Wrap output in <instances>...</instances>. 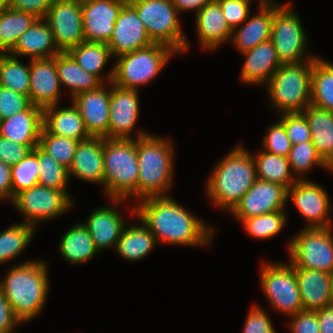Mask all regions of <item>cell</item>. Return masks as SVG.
<instances>
[{"mask_svg": "<svg viewBox=\"0 0 333 333\" xmlns=\"http://www.w3.org/2000/svg\"><path fill=\"white\" fill-rule=\"evenodd\" d=\"M132 214L151 231L157 242L188 246L209 244L213 228L190 214L169 196L141 199Z\"/></svg>", "mask_w": 333, "mask_h": 333, "instance_id": "6da1fadb", "label": "cell"}, {"mask_svg": "<svg viewBox=\"0 0 333 333\" xmlns=\"http://www.w3.org/2000/svg\"><path fill=\"white\" fill-rule=\"evenodd\" d=\"M44 261H27L11 268L0 290L9 302L14 316L22 322L36 317L48 294V272Z\"/></svg>", "mask_w": 333, "mask_h": 333, "instance_id": "7a4b0ae2", "label": "cell"}, {"mask_svg": "<svg viewBox=\"0 0 333 333\" xmlns=\"http://www.w3.org/2000/svg\"><path fill=\"white\" fill-rule=\"evenodd\" d=\"M256 180L253 155L238 145L214 167L207 182L208 197L231 212Z\"/></svg>", "mask_w": 333, "mask_h": 333, "instance_id": "3957f363", "label": "cell"}, {"mask_svg": "<svg viewBox=\"0 0 333 333\" xmlns=\"http://www.w3.org/2000/svg\"><path fill=\"white\" fill-rule=\"evenodd\" d=\"M173 154L170 141L144 131L139 132L137 199L166 196L165 191L171 187L173 180Z\"/></svg>", "mask_w": 333, "mask_h": 333, "instance_id": "277c9868", "label": "cell"}, {"mask_svg": "<svg viewBox=\"0 0 333 333\" xmlns=\"http://www.w3.org/2000/svg\"><path fill=\"white\" fill-rule=\"evenodd\" d=\"M105 192L113 203L129 196L137 198L138 156L137 139L103 138Z\"/></svg>", "mask_w": 333, "mask_h": 333, "instance_id": "5b68a950", "label": "cell"}, {"mask_svg": "<svg viewBox=\"0 0 333 333\" xmlns=\"http://www.w3.org/2000/svg\"><path fill=\"white\" fill-rule=\"evenodd\" d=\"M281 64L270 78L267 87L273 104L283 113L303 112L311 104L313 59Z\"/></svg>", "mask_w": 333, "mask_h": 333, "instance_id": "8992f818", "label": "cell"}, {"mask_svg": "<svg viewBox=\"0 0 333 333\" xmlns=\"http://www.w3.org/2000/svg\"><path fill=\"white\" fill-rule=\"evenodd\" d=\"M171 47L152 43L149 46L118 56V62L108 74V82L129 89L146 84L160 73L171 54Z\"/></svg>", "mask_w": 333, "mask_h": 333, "instance_id": "52a82bcc", "label": "cell"}, {"mask_svg": "<svg viewBox=\"0 0 333 333\" xmlns=\"http://www.w3.org/2000/svg\"><path fill=\"white\" fill-rule=\"evenodd\" d=\"M130 4L154 43L165 44L177 53L188 49L189 43L181 30L179 13L172 0H134Z\"/></svg>", "mask_w": 333, "mask_h": 333, "instance_id": "ba28073f", "label": "cell"}, {"mask_svg": "<svg viewBox=\"0 0 333 333\" xmlns=\"http://www.w3.org/2000/svg\"><path fill=\"white\" fill-rule=\"evenodd\" d=\"M288 251L293 267L333 271V234L331 227L305 228L294 237Z\"/></svg>", "mask_w": 333, "mask_h": 333, "instance_id": "9c48e42d", "label": "cell"}, {"mask_svg": "<svg viewBox=\"0 0 333 333\" xmlns=\"http://www.w3.org/2000/svg\"><path fill=\"white\" fill-rule=\"evenodd\" d=\"M260 280L265 296L275 310L291 316L303 310L298 281L291 263H264Z\"/></svg>", "mask_w": 333, "mask_h": 333, "instance_id": "30bf717a", "label": "cell"}, {"mask_svg": "<svg viewBox=\"0 0 333 333\" xmlns=\"http://www.w3.org/2000/svg\"><path fill=\"white\" fill-rule=\"evenodd\" d=\"M301 20L292 11L290 3L280 6L275 12L271 25V40L273 41L281 64L298 63L305 54L306 35Z\"/></svg>", "mask_w": 333, "mask_h": 333, "instance_id": "8fae6325", "label": "cell"}, {"mask_svg": "<svg viewBox=\"0 0 333 333\" xmlns=\"http://www.w3.org/2000/svg\"><path fill=\"white\" fill-rule=\"evenodd\" d=\"M16 209L26 218L27 224L34 228L39 221L62 215L73 205L70 194L42 185H35L13 197Z\"/></svg>", "mask_w": 333, "mask_h": 333, "instance_id": "7c38bea8", "label": "cell"}, {"mask_svg": "<svg viewBox=\"0 0 333 333\" xmlns=\"http://www.w3.org/2000/svg\"><path fill=\"white\" fill-rule=\"evenodd\" d=\"M44 19L60 52H67L85 41L81 0H56Z\"/></svg>", "mask_w": 333, "mask_h": 333, "instance_id": "4fadbf2b", "label": "cell"}, {"mask_svg": "<svg viewBox=\"0 0 333 333\" xmlns=\"http://www.w3.org/2000/svg\"><path fill=\"white\" fill-rule=\"evenodd\" d=\"M288 189L278 183L257 179L231 211L239 220L284 210Z\"/></svg>", "mask_w": 333, "mask_h": 333, "instance_id": "5bb4252c", "label": "cell"}, {"mask_svg": "<svg viewBox=\"0 0 333 333\" xmlns=\"http://www.w3.org/2000/svg\"><path fill=\"white\" fill-rule=\"evenodd\" d=\"M288 197L292 198L300 214L307 219V228L331 227L327 219L331 210L329 197L320 185L300 177L288 189Z\"/></svg>", "mask_w": 333, "mask_h": 333, "instance_id": "9a60e30c", "label": "cell"}, {"mask_svg": "<svg viewBox=\"0 0 333 333\" xmlns=\"http://www.w3.org/2000/svg\"><path fill=\"white\" fill-rule=\"evenodd\" d=\"M124 4L121 0H81L85 41L108 44Z\"/></svg>", "mask_w": 333, "mask_h": 333, "instance_id": "2e32d148", "label": "cell"}, {"mask_svg": "<svg viewBox=\"0 0 333 333\" xmlns=\"http://www.w3.org/2000/svg\"><path fill=\"white\" fill-rule=\"evenodd\" d=\"M152 43L154 42L149 38L136 9L130 3H125L114 24L112 37L107 44L111 55L118 57Z\"/></svg>", "mask_w": 333, "mask_h": 333, "instance_id": "e0dca14e", "label": "cell"}, {"mask_svg": "<svg viewBox=\"0 0 333 333\" xmlns=\"http://www.w3.org/2000/svg\"><path fill=\"white\" fill-rule=\"evenodd\" d=\"M111 84L109 130L104 138L131 139L129 135L139 114L138 91Z\"/></svg>", "mask_w": 333, "mask_h": 333, "instance_id": "ac0fdd59", "label": "cell"}, {"mask_svg": "<svg viewBox=\"0 0 333 333\" xmlns=\"http://www.w3.org/2000/svg\"><path fill=\"white\" fill-rule=\"evenodd\" d=\"M61 85L56 68V56L31 59L29 99L32 105L45 107L58 105Z\"/></svg>", "mask_w": 333, "mask_h": 333, "instance_id": "d6986e66", "label": "cell"}, {"mask_svg": "<svg viewBox=\"0 0 333 333\" xmlns=\"http://www.w3.org/2000/svg\"><path fill=\"white\" fill-rule=\"evenodd\" d=\"M103 85L73 97V104L91 137L104 138L109 130L110 90L107 91Z\"/></svg>", "mask_w": 333, "mask_h": 333, "instance_id": "ffe728a7", "label": "cell"}, {"mask_svg": "<svg viewBox=\"0 0 333 333\" xmlns=\"http://www.w3.org/2000/svg\"><path fill=\"white\" fill-rule=\"evenodd\" d=\"M68 174L69 178L73 175L87 182L104 184L103 137L79 141Z\"/></svg>", "mask_w": 333, "mask_h": 333, "instance_id": "44dd1931", "label": "cell"}, {"mask_svg": "<svg viewBox=\"0 0 333 333\" xmlns=\"http://www.w3.org/2000/svg\"><path fill=\"white\" fill-rule=\"evenodd\" d=\"M43 109L31 105L28 109L0 121V136L34 149L39 145Z\"/></svg>", "mask_w": 333, "mask_h": 333, "instance_id": "7402d4cb", "label": "cell"}, {"mask_svg": "<svg viewBox=\"0 0 333 333\" xmlns=\"http://www.w3.org/2000/svg\"><path fill=\"white\" fill-rule=\"evenodd\" d=\"M260 12L249 18L237 31H232L233 41L242 54L260 43L271 39L274 12L281 6L271 0L260 1ZM236 33V34H235Z\"/></svg>", "mask_w": 333, "mask_h": 333, "instance_id": "603a6c76", "label": "cell"}, {"mask_svg": "<svg viewBox=\"0 0 333 333\" xmlns=\"http://www.w3.org/2000/svg\"><path fill=\"white\" fill-rule=\"evenodd\" d=\"M298 281L303 310L316 311L332 305L330 273L293 267Z\"/></svg>", "mask_w": 333, "mask_h": 333, "instance_id": "cb8c5ba5", "label": "cell"}, {"mask_svg": "<svg viewBox=\"0 0 333 333\" xmlns=\"http://www.w3.org/2000/svg\"><path fill=\"white\" fill-rule=\"evenodd\" d=\"M83 225L87 228L99 252L107 247L116 248L122 231L127 226L120 213L114 207L108 206L93 211Z\"/></svg>", "mask_w": 333, "mask_h": 333, "instance_id": "d4e9b609", "label": "cell"}, {"mask_svg": "<svg viewBox=\"0 0 333 333\" xmlns=\"http://www.w3.org/2000/svg\"><path fill=\"white\" fill-rule=\"evenodd\" d=\"M244 54L246 61L240 77L243 82L248 84H262L265 81L268 84L270 78L281 65L271 39L260 43Z\"/></svg>", "mask_w": 333, "mask_h": 333, "instance_id": "484cf974", "label": "cell"}, {"mask_svg": "<svg viewBox=\"0 0 333 333\" xmlns=\"http://www.w3.org/2000/svg\"><path fill=\"white\" fill-rule=\"evenodd\" d=\"M60 51L55 45L52 30L44 18H38L33 25L17 40L16 47L10 52L16 56H30L34 59L52 58Z\"/></svg>", "mask_w": 333, "mask_h": 333, "instance_id": "4316f807", "label": "cell"}, {"mask_svg": "<svg viewBox=\"0 0 333 333\" xmlns=\"http://www.w3.org/2000/svg\"><path fill=\"white\" fill-rule=\"evenodd\" d=\"M199 41L204 49H215L232 38V29L227 24L219 2H209L196 16Z\"/></svg>", "mask_w": 333, "mask_h": 333, "instance_id": "83f0119b", "label": "cell"}, {"mask_svg": "<svg viewBox=\"0 0 333 333\" xmlns=\"http://www.w3.org/2000/svg\"><path fill=\"white\" fill-rule=\"evenodd\" d=\"M56 107L57 105H52L43 109L42 127L48 133L78 141H83L91 137L74 104L71 107L60 108L59 110Z\"/></svg>", "mask_w": 333, "mask_h": 333, "instance_id": "f1b7e54d", "label": "cell"}, {"mask_svg": "<svg viewBox=\"0 0 333 333\" xmlns=\"http://www.w3.org/2000/svg\"><path fill=\"white\" fill-rule=\"evenodd\" d=\"M302 113L309 123L311 141L327 163L333 157V112L309 104Z\"/></svg>", "mask_w": 333, "mask_h": 333, "instance_id": "f546056e", "label": "cell"}, {"mask_svg": "<svg viewBox=\"0 0 333 333\" xmlns=\"http://www.w3.org/2000/svg\"><path fill=\"white\" fill-rule=\"evenodd\" d=\"M56 68L60 85L64 84L71 88L72 97L102 85L95 75L80 67L67 52L56 55Z\"/></svg>", "mask_w": 333, "mask_h": 333, "instance_id": "4dcf8cb0", "label": "cell"}, {"mask_svg": "<svg viewBox=\"0 0 333 333\" xmlns=\"http://www.w3.org/2000/svg\"><path fill=\"white\" fill-rule=\"evenodd\" d=\"M59 249L61 256L74 264L87 262L98 252L83 223L76 224L66 231L60 241Z\"/></svg>", "mask_w": 333, "mask_h": 333, "instance_id": "1f68e13d", "label": "cell"}, {"mask_svg": "<svg viewBox=\"0 0 333 333\" xmlns=\"http://www.w3.org/2000/svg\"><path fill=\"white\" fill-rule=\"evenodd\" d=\"M157 240L151 231L145 226H129L124 228L119 238L116 251L127 260H139L147 256Z\"/></svg>", "mask_w": 333, "mask_h": 333, "instance_id": "d6a6232c", "label": "cell"}, {"mask_svg": "<svg viewBox=\"0 0 333 333\" xmlns=\"http://www.w3.org/2000/svg\"><path fill=\"white\" fill-rule=\"evenodd\" d=\"M257 179L278 183L289 189L298 179L291 176L288 157L272 154L263 150L253 157Z\"/></svg>", "mask_w": 333, "mask_h": 333, "instance_id": "836d02e7", "label": "cell"}, {"mask_svg": "<svg viewBox=\"0 0 333 333\" xmlns=\"http://www.w3.org/2000/svg\"><path fill=\"white\" fill-rule=\"evenodd\" d=\"M313 59L311 104L333 112V65Z\"/></svg>", "mask_w": 333, "mask_h": 333, "instance_id": "e575fe53", "label": "cell"}, {"mask_svg": "<svg viewBox=\"0 0 333 333\" xmlns=\"http://www.w3.org/2000/svg\"><path fill=\"white\" fill-rule=\"evenodd\" d=\"M67 53L85 71L95 75L101 82V70L112 56L106 43L84 41L80 45L70 48Z\"/></svg>", "mask_w": 333, "mask_h": 333, "instance_id": "d590c367", "label": "cell"}, {"mask_svg": "<svg viewBox=\"0 0 333 333\" xmlns=\"http://www.w3.org/2000/svg\"><path fill=\"white\" fill-rule=\"evenodd\" d=\"M38 18L27 12L16 11L9 6L0 10V35L5 48L11 52L19 37L27 31Z\"/></svg>", "mask_w": 333, "mask_h": 333, "instance_id": "8d00e7d4", "label": "cell"}, {"mask_svg": "<svg viewBox=\"0 0 333 333\" xmlns=\"http://www.w3.org/2000/svg\"><path fill=\"white\" fill-rule=\"evenodd\" d=\"M0 86L29 97L30 65H23L11 54L3 56L0 61Z\"/></svg>", "mask_w": 333, "mask_h": 333, "instance_id": "74e56055", "label": "cell"}, {"mask_svg": "<svg viewBox=\"0 0 333 333\" xmlns=\"http://www.w3.org/2000/svg\"><path fill=\"white\" fill-rule=\"evenodd\" d=\"M35 228L26 222L12 225L0 233V264L21 254L34 236Z\"/></svg>", "mask_w": 333, "mask_h": 333, "instance_id": "f35d334b", "label": "cell"}, {"mask_svg": "<svg viewBox=\"0 0 333 333\" xmlns=\"http://www.w3.org/2000/svg\"><path fill=\"white\" fill-rule=\"evenodd\" d=\"M39 178L38 184L66 192L69 180L68 169L55 161L38 145Z\"/></svg>", "mask_w": 333, "mask_h": 333, "instance_id": "ab89813d", "label": "cell"}, {"mask_svg": "<svg viewBox=\"0 0 333 333\" xmlns=\"http://www.w3.org/2000/svg\"><path fill=\"white\" fill-rule=\"evenodd\" d=\"M12 200L19 192L38 184V145L19 163L11 166Z\"/></svg>", "mask_w": 333, "mask_h": 333, "instance_id": "60d3db41", "label": "cell"}, {"mask_svg": "<svg viewBox=\"0 0 333 333\" xmlns=\"http://www.w3.org/2000/svg\"><path fill=\"white\" fill-rule=\"evenodd\" d=\"M79 141L48 133L43 127L40 132L39 146L55 161L65 166H71Z\"/></svg>", "mask_w": 333, "mask_h": 333, "instance_id": "b9f144b4", "label": "cell"}, {"mask_svg": "<svg viewBox=\"0 0 333 333\" xmlns=\"http://www.w3.org/2000/svg\"><path fill=\"white\" fill-rule=\"evenodd\" d=\"M248 234L255 238L266 239L276 236L286 223L284 210L265 213L257 217L241 219Z\"/></svg>", "mask_w": 333, "mask_h": 333, "instance_id": "7bdbcfd3", "label": "cell"}, {"mask_svg": "<svg viewBox=\"0 0 333 333\" xmlns=\"http://www.w3.org/2000/svg\"><path fill=\"white\" fill-rule=\"evenodd\" d=\"M288 161L291 172L293 170L295 173H300V175L310 170L314 165L327 167V163L317 153L312 141L292 145L288 155Z\"/></svg>", "mask_w": 333, "mask_h": 333, "instance_id": "ee69618b", "label": "cell"}, {"mask_svg": "<svg viewBox=\"0 0 333 333\" xmlns=\"http://www.w3.org/2000/svg\"><path fill=\"white\" fill-rule=\"evenodd\" d=\"M292 145L311 141L309 123L302 112L283 113L280 120Z\"/></svg>", "mask_w": 333, "mask_h": 333, "instance_id": "f6af8a7d", "label": "cell"}, {"mask_svg": "<svg viewBox=\"0 0 333 333\" xmlns=\"http://www.w3.org/2000/svg\"><path fill=\"white\" fill-rule=\"evenodd\" d=\"M28 96L0 86V121L31 106Z\"/></svg>", "mask_w": 333, "mask_h": 333, "instance_id": "bcb514c9", "label": "cell"}, {"mask_svg": "<svg viewBox=\"0 0 333 333\" xmlns=\"http://www.w3.org/2000/svg\"><path fill=\"white\" fill-rule=\"evenodd\" d=\"M263 141L265 151L276 155L288 157L292 148L291 141L281 121L269 127L268 134L265 135Z\"/></svg>", "mask_w": 333, "mask_h": 333, "instance_id": "7dc6e473", "label": "cell"}, {"mask_svg": "<svg viewBox=\"0 0 333 333\" xmlns=\"http://www.w3.org/2000/svg\"><path fill=\"white\" fill-rule=\"evenodd\" d=\"M250 1L251 0L219 1L224 18L232 30H237L238 25L244 23L248 19Z\"/></svg>", "mask_w": 333, "mask_h": 333, "instance_id": "c3c4849f", "label": "cell"}, {"mask_svg": "<svg viewBox=\"0 0 333 333\" xmlns=\"http://www.w3.org/2000/svg\"><path fill=\"white\" fill-rule=\"evenodd\" d=\"M32 150L29 145L13 142L0 136V160L9 166L19 163Z\"/></svg>", "mask_w": 333, "mask_h": 333, "instance_id": "681fc988", "label": "cell"}, {"mask_svg": "<svg viewBox=\"0 0 333 333\" xmlns=\"http://www.w3.org/2000/svg\"><path fill=\"white\" fill-rule=\"evenodd\" d=\"M243 329V333H276L269 316L255 305L247 315Z\"/></svg>", "mask_w": 333, "mask_h": 333, "instance_id": "f907efd6", "label": "cell"}, {"mask_svg": "<svg viewBox=\"0 0 333 333\" xmlns=\"http://www.w3.org/2000/svg\"><path fill=\"white\" fill-rule=\"evenodd\" d=\"M290 317L289 325L293 333H320L316 311L302 310Z\"/></svg>", "mask_w": 333, "mask_h": 333, "instance_id": "816d5d0a", "label": "cell"}, {"mask_svg": "<svg viewBox=\"0 0 333 333\" xmlns=\"http://www.w3.org/2000/svg\"><path fill=\"white\" fill-rule=\"evenodd\" d=\"M56 0H12L9 7L16 11L27 12L37 18H44Z\"/></svg>", "mask_w": 333, "mask_h": 333, "instance_id": "f5cc1de1", "label": "cell"}, {"mask_svg": "<svg viewBox=\"0 0 333 333\" xmlns=\"http://www.w3.org/2000/svg\"><path fill=\"white\" fill-rule=\"evenodd\" d=\"M17 324H20V321L14 316L9 302L0 290V333H13Z\"/></svg>", "mask_w": 333, "mask_h": 333, "instance_id": "db71d44e", "label": "cell"}, {"mask_svg": "<svg viewBox=\"0 0 333 333\" xmlns=\"http://www.w3.org/2000/svg\"><path fill=\"white\" fill-rule=\"evenodd\" d=\"M6 197L12 201L11 166L0 160V199Z\"/></svg>", "mask_w": 333, "mask_h": 333, "instance_id": "11a10c76", "label": "cell"}, {"mask_svg": "<svg viewBox=\"0 0 333 333\" xmlns=\"http://www.w3.org/2000/svg\"><path fill=\"white\" fill-rule=\"evenodd\" d=\"M320 333H333V304L316 310Z\"/></svg>", "mask_w": 333, "mask_h": 333, "instance_id": "9f6ffc18", "label": "cell"}, {"mask_svg": "<svg viewBox=\"0 0 333 333\" xmlns=\"http://www.w3.org/2000/svg\"><path fill=\"white\" fill-rule=\"evenodd\" d=\"M174 7L177 9L178 13L181 11L196 10L199 12L205 5H207L211 0H172Z\"/></svg>", "mask_w": 333, "mask_h": 333, "instance_id": "6f0895ef", "label": "cell"}, {"mask_svg": "<svg viewBox=\"0 0 333 333\" xmlns=\"http://www.w3.org/2000/svg\"><path fill=\"white\" fill-rule=\"evenodd\" d=\"M10 52L5 48V44L3 43V40L1 39L0 35V55L7 56Z\"/></svg>", "mask_w": 333, "mask_h": 333, "instance_id": "680465c9", "label": "cell"}, {"mask_svg": "<svg viewBox=\"0 0 333 333\" xmlns=\"http://www.w3.org/2000/svg\"><path fill=\"white\" fill-rule=\"evenodd\" d=\"M330 294H331V300L333 304V271L330 273Z\"/></svg>", "mask_w": 333, "mask_h": 333, "instance_id": "91938a15", "label": "cell"}, {"mask_svg": "<svg viewBox=\"0 0 333 333\" xmlns=\"http://www.w3.org/2000/svg\"><path fill=\"white\" fill-rule=\"evenodd\" d=\"M327 169L333 171V157L327 162Z\"/></svg>", "mask_w": 333, "mask_h": 333, "instance_id": "94428289", "label": "cell"}, {"mask_svg": "<svg viewBox=\"0 0 333 333\" xmlns=\"http://www.w3.org/2000/svg\"><path fill=\"white\" fill-rule=\"evenodd\" d=\"M7 5L2 1L0 0V10L5 8Z\"/></svg>", "mask_w": 333, "mask_h": 333, "instance_id": "6125c7cd", "label": "cell"}, {"mask_svg": "<svg viewBox=\"0 0 333 333\" xmlns=\"http://www.w3.org/2000/svg\"><path fill=\"white\" fill-rule=\"evenodd\" d=\"M7 6H9L12 2V0H2Z\"/></svg>", "mask_w": 333, "mask_h": 333, "instance_id": "be15d7a7", "label": "cell"}, {"mask_svg": "<svg viewBox=\"0 0 333 333\" xmlns=\"http://www.w3.org/2000/svg\"><path fill=\"white\" fill-rule=\"evenodd\" d=\"M121 1H123V2H125V3H131V2L134 1V0H121Z\"/></svg>", "mask_w": 333, "mask_h": 333, "instance_id": "e7e4bbea", "label": "cell"}, {"mask_svg": "<svg viewBox=\"0 0 333 333\" xmlns=\"http://www.w3.org/2000/svg\"><path fill=\"white\" fill-rule=\"evenodd\" d=\"M211 1H213V2H219V1H221V0H211Z\"/></svg>", "mask_w": 333, "mask_h": 333, "instance_id": "03108f58", "label": "cell"}]
</instances>
